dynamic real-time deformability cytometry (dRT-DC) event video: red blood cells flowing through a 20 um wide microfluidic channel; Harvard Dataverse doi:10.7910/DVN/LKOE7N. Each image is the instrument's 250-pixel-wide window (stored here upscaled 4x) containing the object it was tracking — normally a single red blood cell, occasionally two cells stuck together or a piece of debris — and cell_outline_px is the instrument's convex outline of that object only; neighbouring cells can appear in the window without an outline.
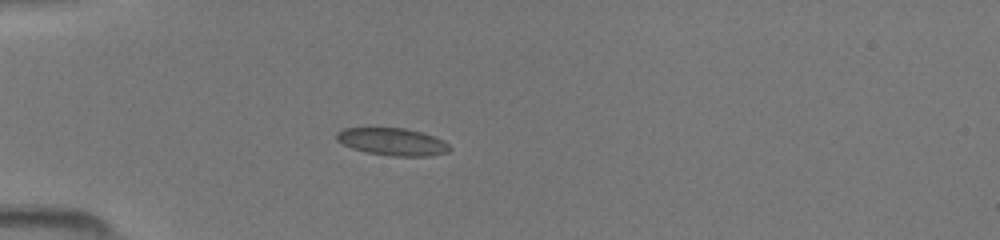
{"species": "common noctule bat (a hibernating species)", "species_latin": "Nyctalus noctula", "temperature_condition": "room temperature", "stored_images_in_passage": 35, "camera_frame_rate_fps": 3000, "um_per_image_px": 0.085, "animal": {"sex": "female", "body_mass_g": 19.5, "forearm_length_mm": 54.1}, "frame": {"image": 1, "passage_image": 1, "time_ms": 0.0, "image_size_px": [1000, 240], "cell_outline_px": [[452, 148], [448, 152], [432, 156], [392, 156], [368, 152], [352, 148], [336, 140], [336, 132], [344, 128], [404, 128], [420, 132], [444, 140]], "centroid_in_image_um": [33.38, 12.05], "position_along_channel_um": 51.6, "area_um2": 17.98}}
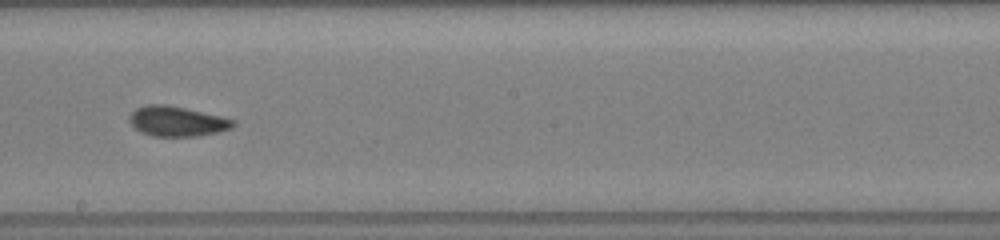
{"frame": {"image": 2, "passage_image": 15, "time_ms": 4.667, "image_size_px": [1000, 240], "cell_outline_px": [[236, 124], [232, 128], [216, 132], [196, 136], [152, 136], [140, 132], [128, 120], [128, 116], [136, 108], [148, 104], [168, 104], [220, 116], [236, 120]], "centroid_in_image_um": [15.03, 10.3], "position_along_channel_um": 233.2, "area_um2": 18.15}}
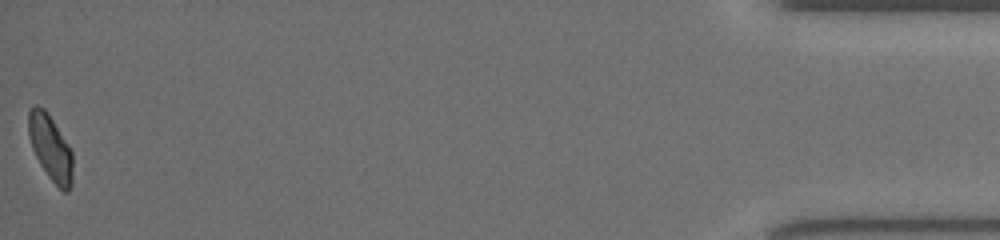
{"frame": {"image": 3, "passage_image": 35, "time_ms": 11.333, "image_size_px": [1000, 240], "cell_outline_px": [[72, 184], [68, 192], [64, 192], [48, 176], [40, 164], [32, 148], [28, 136], [28, 112], [36, 104], [44, 108], [48, 112], [68, 144], [72, 152]], "centroid_in_image_um": [4.28, 12.54], "position_along_channel_um": 430.9, "area_um2": 16.88}}